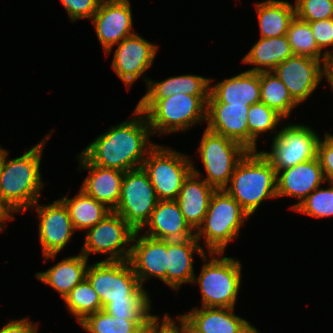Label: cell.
Listing matches in <instances>:
<instances>
[{"label":"cell","mask_w":333,"mask_h":333,"mask_svg":"<svg viewBox=\"0 0 333 333\" xmlns=\"http://www.w3.org/2000/svg\"><path fill=\"white\" fill-rule=\"evenodd\" d=\"M129 120L110 126V130L97 136L81 153L102 168L123 172L140 168L148 153L157 145L145 114L136 106Z\"/></svg>","instance_id":"cell-1"},{"label":"cell","mask_w":333,"mask_h":333,"mask_svg":"<svg viewBox=\"0 0 333 333\" xmlns=\"http://www.w3.org/2000/svg\"><path fill=\"white\" fill-rule=\"evenodd\" d=\"M51 135L26 151L20 157L9 159L8 150L1 147L0 203L13 216L29 210L39 198L44 183L40 164L45 143Z\"/></svg>","instance_id":"cell-2"},{"label":"cell","mask_w":333,"mask_h":333,"mask_svg":"<svg viewBox=\"0 0 333 333\" xmlns=\"http://www.w3.org/2000/svg\"><path fill=\"white\" fill-rule=\"evenodd\" d=\"M224 190L251 217L259 206L276 196V170L262 151H248L237 163Z\"/></svg>","instance_id":"cell-3"},{"label":"cell","mask_w":333,"mask_h":333,"mask_svg":"<svg viewBox=\"0 0 333 333\" xmlns=\"http://www.w3.org/2000/svg\"><path fill=\"white\" fill-rule=\"evenodd\" d=\"M209 95L174 94L162 99H141L137 107L145 114L153 135L187 131L206 122Z\"/></svg>","instance_id":"cell-4"},{"label":"cell","mask_w":333,"mask_h":333,"mask_svg":"<svg viewBox=\"0 0 333 333\" xmlns=\"http://www.w3.org/2000/svg\"><path fill=\"white\" fill-rule=\"evenodd\" d=\"M249 217L224 189L215 190L202 224L195 231V237L198 242L204 238L208 253L224 254L227 245L239 236L241 226Z\"/></svg>","instance_id":"cell-5"},{"label":"cell","mask_w":333,"mask_h":333,"mask_svg":"<svg viewBox=\"0 0 333 333\" xmlns=\"http://www.w3.org/2000/svg\"><path fill=\"white\" fill-rule=\"evenodd\" d=\"M209 255L210 260L207 254L201 258L205 263L199 276H194L192 281L199 284L201 307L235 308L241 286L242 264L233 257H222L223 253Z\"/></svg>","instance_id":"cell-6"},{"label":"cell","mask_w":333,"mask_h":333,"mask_svg":"<svg viewBox=\"0 0 333 333\" xmlns=\"http://www.w3.org/2000/svg\"><path fill=\"white\" fill-rule=\"evenodd\" d=\"M86 278L103 308L110 301H151L129 261H99L88 265Z\"/></svg>","instance_id":"cell-7"},{"label":"cell","mask_w":333,"mask_h":333,"mask_svg":"<svg viewBox=\"0 0 333 333\" xmlns=\"http://www.w3.org/2000/svg\"><path fill=\"white\" fill-rule=\"evenodd\" d=\"M192 165L191 157L156 145L141 167L147 173L159 200H176L184 180L192 172Z\"/></svg>","instance_id":"cell-8"},{"label":"cell","mask_w":333,"mask_h":333,"mask_svg":"<svg viewBox=\"0 0 333 333\" xmlns=\"http://www.w3.org/2000/svg\"><path fill=\"white\" fill-rule=\"evenodd\" d=\"M197 149L207 173L203 179L216 190L229 184L237 163L248 152L240 143L207 128Z\"/></svg>","instance_id":"cell-9"},{"label":"cell","mask_w":333,"mask_h":333,"mask_svg":"<svg viewBox=\"0 0 333 333\" xmlns=\"http://www.w3.org/2000/svg\"><path fill=\"white\" fill-rule=\"evenodd\" d=\"M134 233L135 230L119 214L111 211L85 232L80 252L87 259L90 254L102 253L107 255L102 261H128Z\"/></svg>","instance_id":"cell-10"},{"label":"cell","mask_w":333,"mask_h":333,"mask_svg":"<svg viewBox=\"0 0 333 333\" xmlns=\"http://www.w3.org/2000/svg\"><path fill=\"white\" fill-rule=\"evenodd\" d=\"M158 201L147 173L140 167L124 172L120 199L114 212L135 231H142Z\"/></svg>","instance_id":"cell-11"},{"label":"cell","mask_w":333,"mask_h":333,"mask_svg":"<svg viewBox=\"0 0 333 333\" xmlns=\"http://www.w3.org/2000/svg\"><path fill=\"white\" fill-rule=\"evenodd\" d=\"M311 127L290 124L274 134L271 151H262L275 170L293 167L317 157L320 137Z\"/></svg>","instance_id":"cell-12"},{"label":"cell","mask_w":333,"mask_h":333,"mask_svg":"<svg viewBox=\"0 0 333 333\" xmlns=\"http://www.w3.org/2000/svg\"><path fill=\"white\" fill-rule=\"evenodd\" d=\"M37 201L29 210L36 208L39 219V241L44 260L55 259L68 244L76 230L70 219L67 206L61 199L51 204L38 205Z\"/></svg>","instance_id":"cell-13"},{"label":"cell","mask_w":333,"mask_h":333,"mask_svg":"<svg viewBox=\"0 0 333 333\" xmlns=\"http://www.w3.org/2000/svg\"><path fill=\"white\" fill-rule=\"evenodd\" d=\"M116 45L112 69L126 87L130 88L152 66L159 47L137 33Z\"/></svg>","instance_id":"cell-14"},{"label":"cell","mask_w":333,"mask_h":333,"mask_svg":"<svg viewBox=\"0 0 333 333\" xmlns=\"http://www.w3.org/2000/svg\"><path fill=\"white\" fill-rule=\"evenodd\" d=\"M272 72L285 84L300 105L317 89L323 79V62L307 56L293 55Z\"/></svg>","instance_id":"cell-15"},{"label":"cell","mask_w":333,"mask_h":333,"mask_svg":"<svg viewBox=\"0 0 333 333\" xmlns=\"http://www.w3.org/2000/svg\"><path fill=\"white\" fill-rule=\"evenodd\" d=\"M135 231L131 242L129 263L141 286L156 277L167 285V240L155 239Z\"/></svg>","instance_id":"cell-16"},{"label":"cell","mask_w":333,"mask_h":333,"mask_svg":"<svg viewBox=\"0 0 333 333\" xmlns=\"http://www.w3.org/2000/svg\"><path fill=\"white\" fill-rule=\"evenodd\" d=\"M91 20L106 55H110L113 46L136 33L132 32L133 19L130 0L100 4Z\"/></svg>","instance_id":"cell-17"},{"label":"cell","mask_w":333,"mask_h":333,"mask_svg":"<svg viewBox=\"0 0 333 333\" xmlns=\"http://www.w3.org/2000/svg\"><path fill=\"white\" fill-rule=\"evenodd\" d=\"M249 105L220 103L211 93L207 101V129L240 143L249 151Z\"/></svg>","instance_id":"cell-18"},{"label":"cell","mask_w":333,"mask_h":333,"mask_svg":"<svg viewBox=\"0 0 333 333\" xmlns=\"http://www.w3.org/2000/svg\"><path fill=\"white\" fill-rule=\"evenodd\" d=\"M327 182L318 157L297 165L276 171V196H292L299 201L292 205L294 209L312 191Z\"/></svg>","instance_id":"cell-19"},{"label":"cell","mask_w":333,"mask_h":333,"mask_svg":"<svg viewBox=\"0 0 333 333\" xmlns=\"http://www.w3.org/2000/svg\"><path fill=\"white\" fill-rule=\"evenodd\" d=\"M77 157L79 159V170L82 168L89 171L80 189L104 204L111 211H114L120 199L124 172L92 164L81 152Z\"/></svg>","instance_id":"cell-20"},{"label":"cell","mask_w":333,"mask_h":333,"mask_svg":"<svg viewBox=\"0 0 333 333\" xmlns=\"http://www.w3.org/2000/svg\"><path fill=\"white\" fill-rule=\"evenodd\" d=\"M144 235L161 240H183L195 237L176 200H159L152 211Z\"/></svg>","instance_id":"cell-21"},{"label":"cell","mask_w":333,"mask_h":333,"mask_svg":"<svg viewBox=\"0 0 333 333\" xmlns=\"http://www.w3.org/2000/svg\"><path fill=\"white\" fill-rule=\"evenodd\" d=\"M235 308H193L179 315L197 333H243L250 322L234 314Z\"/></svg>","instance_id":"cell-22"},{"label":"cell","mask_w":333,"mask_h":333,"mask_svg":"<svg viewBox=\"0 0 333 333\" xmlns=\"http://www.w3.org/2000/svg\"><path fill=\"white\" fill-rule=\"evenodd\" d=\"M200 175L201 172L192 167L176 199L186 222L194 231L202 224L211 196L216 190L203 178L201 180Z\"/></svg>","instance_id":"cell-23"},{"label":"cell","mask_w":333,"mask_h":333,"mask_svg":"<svg viewBox=\"0 0 333 333\" xmlns=\"http://www.w3.org/2000/svg\"><path fill=\"white\" fill-rule=\"evenodd\" d=\"M203 257L206 252L196 237L167 240V285L178 292L184 283H192L194 276L193 254Z\"/></svg>","instance_id":"cell-24"},{"label":"cell","mask_w":333,"mask_h":333,"mask_svg":"<svg viewBox=\"0 0 333 333\" xmlns=\"http://www.w3.org/2000/svg\"><path fill=\"white\" fill-rule=\"evenodd\" d=\"M210 93L220 102L253 105L260 102V72L244 71L210 85Z\"/></svg>","instance_id":"cell-25"},{"label":"cell","mask_w":333,"mask_h":333,"mask_svg":"<svg viewBox=\"0 0 333 333\" xmlns=\"http://www.w3.org/2000/svg\"><path fill=\"white\" fill-rule=\"evenodd\" d=\"M88 259L81 253L62 259L45 272H37L35 277L56 290L62 299L83 279L86 278Z\"/></svg>","instance_id":"cell-26"},{"label":"cell","mask_w":333,"mask_h":333,"mask_svg":"<svg viewBox=\"0 0 333 333\" xmlns=\"http://www.w3.org/2000/svg\"><path fill=\"white\" fill-rule=\"evenodd\" d=\"M293 55L287 35L271 38L260 37L251 50L242 58V62L254 65L253 68L247 71L271 72Z\"/></svg>","instance_id":"cell-27"},{"label":"cell","mask_w":333,"mask_h":333,"mask_svg":"<svg viewBox=\"0 0 333 333\" xmlns=\"http://www.w3.org/2000/svg\"><path fill=\"white\" fill-rule=\"evenodd\" d=\"M147 93L141 99H162L174 94L184 93L188 95H209L210 85L213 81L198 75L186 74L169 77L163 81H153L144 78Z\"/></svg>","instance_id":"cell-28"},{"label":"cell","mask_w":333,"mask_h":333,"mask_svg":"<svg viewBox=\"0 0 333 333\" xmlns=\"http://www.w3.org/2000/svg\"><path fill=\"white\" fill-rule=\"evenodd\" d=\"M255 7L262 38L286 35L290 22L296 16L295 6L285 0H266L256 3Z\"/></svg>","instance_id":"cell-29"},{"label":"cell","mask_w":333,"mask_h":333,"mask_svg":"<svg viewBox=\"0 0 333 333\" xmlns=\"http://www.w3.org/2000/svg\"><path fill=\"white\" fill-rule=\"evenodd\" d=\"M60 199L67 206L70 219L76 231L80 229L86 232L111 212L104 204L87 195L81 189L71 199L67 196Z\"/></svg>","instance_id":"cell-30"},{"label":"cell","mask_w":333,"mask_h":333,"mask_svg":"<svg viewBox=\"0 0 333 333\" xmlns=\"http://www.w3.org/2000/svg\"><path fill=\"white\" fill-rule=\"evenodd\" d=\"M260 101L274 109L285 120L299 105L285 84L272 71L260 72Z\"/></svg>","instance_id":"cell-31"},{"label":"cell","mask_w":333,"mask_h":333,"mask_svg":"<svg viewBox=\"0 0 333 333\" xmlns=\"http://www.w3.org/2000/svg\"><path fill=\"white\" fill-rule=\"evenodd\" d=\"M151 321L113 318L102 309L87 316L80 325L89 333H138Z\"/></svg>","instance_id":"cell-32"},{"label":"cell","mask_w":333,"mask_h":333,"mask_svg":"<svg viewBox=\"0 0 333 333\" xmlns=\"http://www.w3.org/2000/svg\"><path fill=\"white\" fill-rule=\"evenodd\" d=\"M66 307L78 323L87 316L103 309L98 294L87 278L78 283L63 299Z\"/></svg>","instance_id":"cell-33"},{"label":"cell","mask_w":333,"mask_h":333,"mask_svg":"<svg viewBox=\"0 0 333 333\" xmlns=\"http://www.w3.org/2000/svg\"><path fill=\"white\" fill-rule=\"evenodd\" d=\"M287 37L294 55L307 56L323 63L328 58L318 48L310 24L296 16L290 22Z\"/></svg>","instance_id":"cell-34"},{"label":"cell","mask_w":333,"mask_h":333,"mask_svg":"<svg viewBox=\"0 0 333 333\" xmlns=\"http://www.w3.org/2000/svg\"><path fill=\"white\" fill-rule=\"evenodd\" d=\"M283 117L263 102L250 106L247 113L249 129V151H257V138L265 132L273 133L276 126L283 121Z\"/></svg>","instance_id":"cell-35"},{"label":"cell","mask_w":333,"mask_h":333,"mask_svg":"<svg viewBox=\"0 0 333 333\" xmlns=\"http://www.w3.org/2000/svg\"><path fill=\"white\" fill-rule=\"evenodd\" d=\"M329 188L319 186L312 191L293 211L303 213L314 218H325L333 216V182Z\"/></svg>","instance_id":"cell-36"},{"label":"cell","mask_w":333,"mask_h":333,"mask_svg":"<svg viewBox=\"0 0 333 333\" xmlns=\"http://www.w3.org/2000/svg\"><path fill=\"white\" fill-rule=\"evenodd\" d=\"M152 301H110L103 310L113 318L126 320H153L157 315L151 314Z\"/></svg>","instance_id":"cell-37"},{"label":"cell","mask_w":333,"mask_h":333,"mask_svg":"<svg viewBox=\"0 0 333 333\" xmlns=\"http://www.w3.org/2000/svg\"><path fill=\"white\" fill-rule=\"evenodd\" d=\"M295 15L305 22L333 18V0H295Z\"/></svg>","instance_id":"cell-38"},{"label":"cell","mask_w":333,"mask_h":333,"mask_svg":"<svg viewBox=\"0 0 333 333\" xmlns=\"http://www.w3.org/2000/svg\"><path fill=\"white\" fill-rule=\"evenodd\" d=\"M310 24L313 36L315 38L318 48L327 57H332L333 52L330 51L329 46H333V18L308 22Z\"/></svg>","instance_id":"cell-39"},{"label":"cell","mask_w":333,"mask_h":333,"mask_svg":"<svg viewBox=\"0 0 333 333\" xmlns=\"http://www.w3.org/2000/svg\"><path fill=\"white\" fill-rule=\"evenodd\" d=\"M68 13V17L74 23L78 19H92L98 10L99 3L96 0H60Z\"/></svg>","instance_id":"cell-40"},{"label":"cell","mask_w":333,"mask_h":333,"mask_svg":"<svg viewBox=\"0 0 333 333\" xmlns=\"http://www.w3.org/2000/svg\"><path fill=\"white\" fill-rule=\"evenodd\" d=\"M317 157L326 181L333 182V135L331 133H325L324 140L319 139Z\"/></svg>","instance_id":"cell-41"},{"label":"cell","mask_w":333,"mask_h":333,"mask_svg":"<svg viewBox=\"0 0 333 333\" xmlns=\"http://www.w3.org/2000/svg\"><path fill=\"white\" fill-rule=\"evenodd\" d=\"M159 318V315H157L151 321V333H182L181 317L179 315L177 316V320L180 322V326H177L175 320L167 312L164 314L162 322Z\"/></svg>","instance_id":"cell-42"},{"label":"cell","mask_w":333,"mask_h":333,"mask_svg":"<svg viewBox=\"0 0 333 333\" xmlns=\"http://www.w3.org/2000/svg\"><path fill=\"white\" fill-rule=\"evenodd\" d=\"M27 318L8 322L0 329V333H38V324L29 321Z\"/></svg>","instance_id":"cell-43"},{"label":"cell","mask_w":333,"mask_h":333,"mask_svg":"<svg viewBox=\"0 0 333 333\" xmlns=\"http://www.w3.org/2000/svg\"><path fill=\"white\" fill-rule=\"evenodd\" d=\"M323 78H326L333 91V56L328 57L323 63Z\"/></svg>","instance_id":"cell-44"},{"label":"cell","mask_w":333,"mask_h":333,"mask_svg":"<svg viewBox=\"0 0 333 333\" xmlns=\"http://www.w3.org/2000/svg\"><path fill=\"white\" fill-rule=\"evenodd\" d=\"M15 217L10 214V212L0 203V232L6 230L5 222L12 220Z\"/></svg>","instance_id":"cell-45"},{"label":"cell","mask_w":333,"mask_h":333,"mask_svg":"<svg viewBox=\"0 0 333 333\" xmlns=\"http://www.w3.org/2000/svg\"><path fill=\"white\" fill-rule=\"evenodd\" d=\"M181 331L182 333H197L182 318H181Z\"/></svg>","instance_id":"cell-46"},{"label":"cell","mask_w":333,"mask_h":333,"mask_svg":"<svg viewBox=\"0 0 333 333\" xmlns=\"http://www.w3.org/2000/svg\"><path fill=\"white\" fill-rule=\"evenodd\" d=\"M243 333H260L252 324Z\"/></svg>","instance_id":"cell-47"},{"label":"cell","mask_w":333,"mask_h":333,"mask_svg":"<svg viewBox=\"0 0 333 333\" xmlns=\"http://www.w3.org/2000/svg\"><path fill=\"white\" fill-rule=\"evenodd\" d=\"M99 5L100 4H105V3H118V2H123V1H126V0H96Z\"/></svg>","instance_id":"cell-48"},{"label":"cell","mask_w":333,"mask_h":333,"mask_svg":"<svg viewBox=\"0 0 333 333\" xmlns=\"http://www.w3.org/2000/svg\"><path fill=\"white\" fill-rule=\"evenodd\" d=\"M138 333H151V322L147 324L140 332Z\"/></svg>","instance_id":"cell-49"},{"label":"cell","mask_w":333,"mask_h":333,"mask_svg":"<svg viewBox=\"0 0 333 333\" xmlns=\"http://www.w3.org/2000/svg\"><path fill=\"white\" fill-rule=\"evenodd\" d=\"M0 171H1V147H0Z\"/></svg>","instance_id":"cell-50"}]
</instances>
